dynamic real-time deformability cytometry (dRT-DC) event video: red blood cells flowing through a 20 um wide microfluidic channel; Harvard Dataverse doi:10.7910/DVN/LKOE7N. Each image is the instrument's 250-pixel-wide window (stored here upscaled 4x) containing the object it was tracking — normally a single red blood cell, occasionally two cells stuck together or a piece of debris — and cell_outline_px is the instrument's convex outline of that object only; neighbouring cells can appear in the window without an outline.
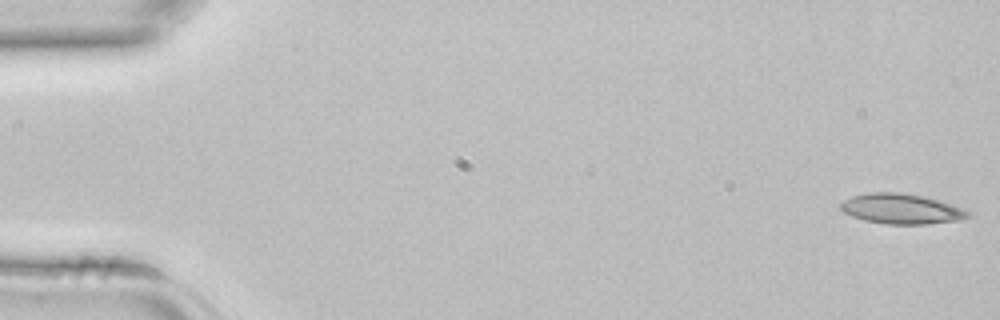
{"species": "common noctule bat (a hibernating species)", "species_latin": "Nyctalus noctula", "temperature_condition": "room temperature", "stored_images_in_passage": 4, "camera_frame_rate_fps": 3000, "um_per_image_px": 0.085, "animal": {"sex": "female", "body_mass_g": 22.7, "forearm_length_mm": 54.2}, "frame": {"image": 1, "passage_image": 1, "time_ms": 0.0, "image_size_px": [1000, 320], "cell_outline_px": [[972, 216], [960, 220], [928, 224], [884, 224], [864, 220], [852, 216], [844, 212], [840, 208], [840, 204], [844, 200], [852, 196], [872, 192], [900, 192], [924, 196], [940, 200], [972, 212]], "centroid_in_image_um": [76.65, 17.75], "position_along_channel_um": 8.3, "area_um2": 22.54}}
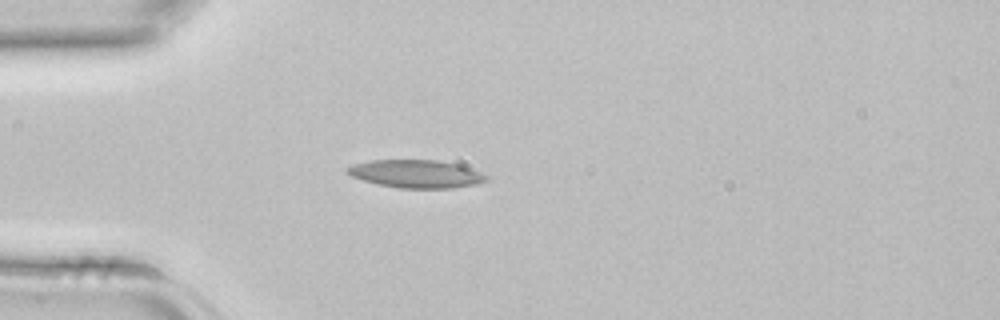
{"frame": {"image": 2, "passage_image": 4, "time_ms": 1.0, "image_size_px": [1000, 320], "cell_outline_px": [[488, 180], [476, 184], [452, 188], [400, 188], [380, 184], [364, 180], [352, 176], [344, 172], [344, 168], [352, 164], [368, 160], [436, 160], [456, 164], [480, 172], [488, 176]], "centroid_in_image_um": [35.32, 14.77], "position_along_channel_um": 49.7, "area_um2": 22.54}}